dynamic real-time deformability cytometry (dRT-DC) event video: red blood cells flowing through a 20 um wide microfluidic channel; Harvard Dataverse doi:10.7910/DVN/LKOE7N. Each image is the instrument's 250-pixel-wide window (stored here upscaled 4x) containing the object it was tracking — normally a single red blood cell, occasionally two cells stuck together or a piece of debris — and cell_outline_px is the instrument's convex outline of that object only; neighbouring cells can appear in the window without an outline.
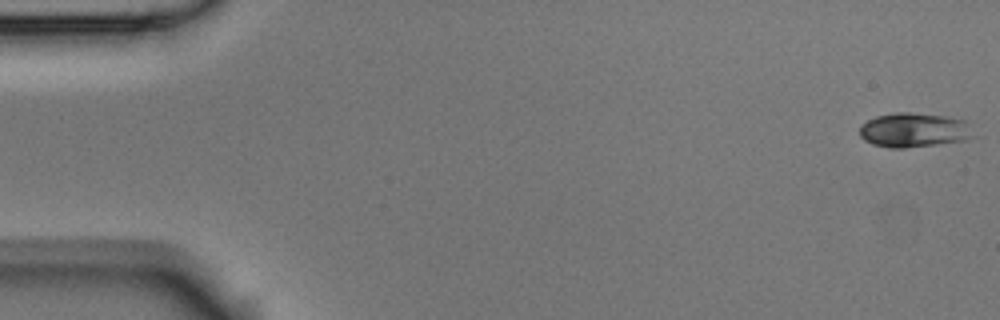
{"species": "Egyptian fruit bat (a non-hibernating species)", "species_latin": "Rousettus aegyptiacus", "temperature_condition": "room temperature", "stored_images_in_passage": 53, "camera_frame_rate_fps": 3000, "um_per_image_px": 0.085, "animal": {"sex": "male"}, "frame": {"image": 1, "passage_image": 1, "time_ms": 0.0, "image_size_px": [1000, 320], "cell_outline_px": [[976, 136], [968, 140], [904, 148], [888, 148], [872, 144], [864, 140], [860, 136], [860, 124], [876, 116], [896, 112], [908, 112], [944, 116], [964, 120]], "centroid_in_image_um": [77.67, 11.06], "position_along_channel_um": 7.3, "area_um2": 22.89}}
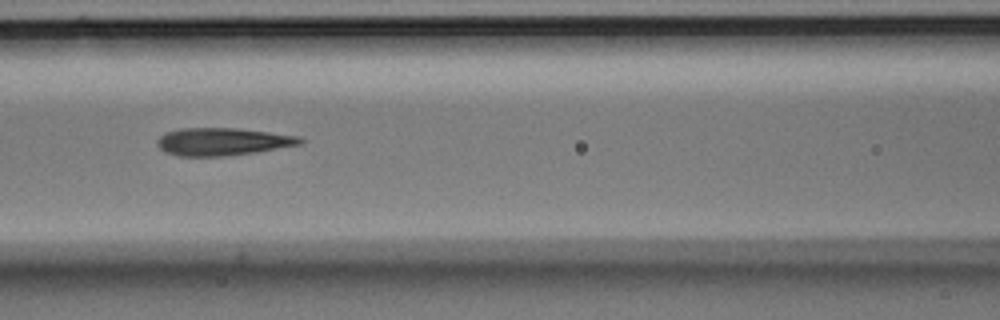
{"frame": {"image": 2, "passage_image": 23, "time_ms": 7.333, "image_size_px": [1000, 320], "cell_outline_px": [[304, 140], [300, 144], [256, 152], [224, 156], [176, 156], [164, 152], [156, 144], [156, 140], [160, 136], [168, 132], [180, 128], [236, 128], [300, 136]], "centroid_in_image_um": [18.88, 12.04], "position_along_channel_um": 147.7, "area_um2": 22.95}}
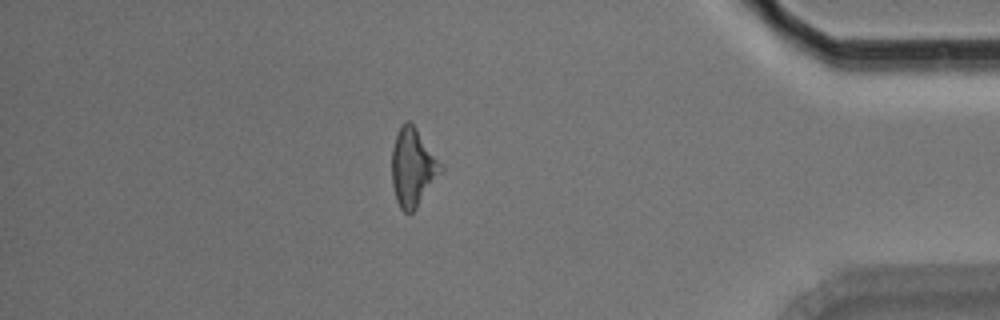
{"frame": {"image": 3, "passage_image": 46, "time_ms": 15.0, "image_size_px": [1000, 320], "cell_outline_px": [[444, 168], [416, 208], [412, 212], [404, 212], [400, 208], [396, 200], [392, 184], [392, 148], [400, 124], [404, 120], [408, 120], [416, 128], [444, 164]], "centroid_in_image_um": [35.1, 14.19], "position_along_channel_um": 400.1, "area_um2": 22.31}, "authors_computed_cell_mechanics": {"area_um2": 22.542, "velocity_mm_per_s": 3.7855, "shape_relaxation_time_tau1_ms": 10.1057, "shape_relaxation_time_tau2_ms": 2.3994, "deformation_change_tau1": 0.2303, "deformation_change_tau2": 0.1152}}